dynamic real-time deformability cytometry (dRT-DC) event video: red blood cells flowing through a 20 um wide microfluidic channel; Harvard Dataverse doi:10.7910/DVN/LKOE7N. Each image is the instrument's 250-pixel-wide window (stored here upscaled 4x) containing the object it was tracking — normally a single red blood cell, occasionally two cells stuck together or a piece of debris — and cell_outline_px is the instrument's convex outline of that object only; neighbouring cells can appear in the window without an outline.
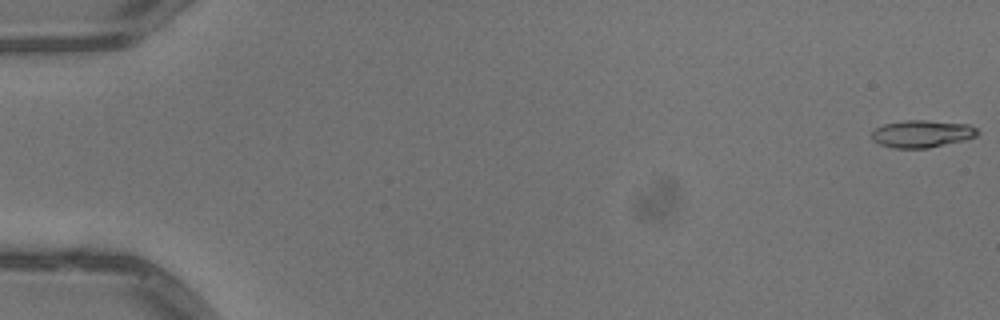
{"species": "common noctule bat (a hibernating species)", "species_latin": "Nyctalus noctula", "temperature_condition": "warm", "stored_images_in_passage": 52, "camera_frame_rate_fps": 3000, "um_per_image_px": 0.085, "animal": {"sex": "male", "body_mass_g": 13.3}, "frame": {"image": 1, "passage_image": 1, "time_ms": 0.0, "image_size_px": [1000, 320], "cell_outline_px": [[980, 132], [976, 136], [964, 140], [928, 148], [896, 148], [880, 144], [872, 140], [872, 132], [876, 128], [884, 124], [904, 120], [924, 120], [968, 124], [976, 128]], "centroid_in_image_um": [78.37, 11.37], "position_along_channel_um": 6.6, "area_um2": 16.76}}
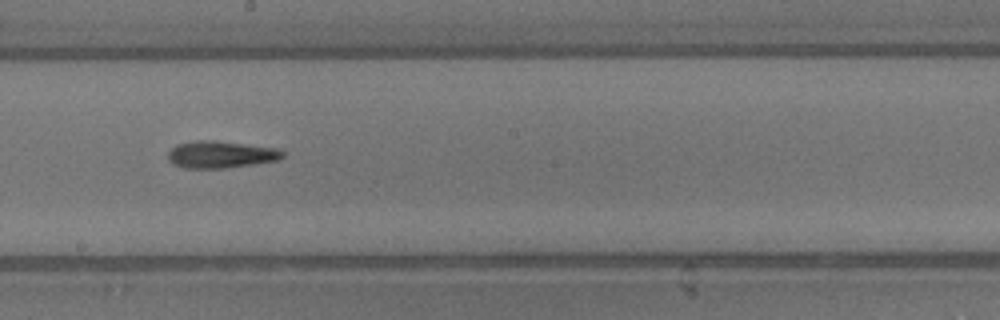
{"frame": {"image": 2, "passage_image": 30, "time_ms": 9.667, "image_size_px": [1000, 320], "cell_outline_px": [[284, 156], [280, 160], [256, 164], [224, 168], [184, 168], [172, 164], [168, 160], [168, 152], [176, 144], [196, 140], [212, 140], [280, 148], [284, 152]], "centroid_in_image_um": [18.78, 13.13], "position_along_channel_um": 229.4, "area_um2": 18.32}}
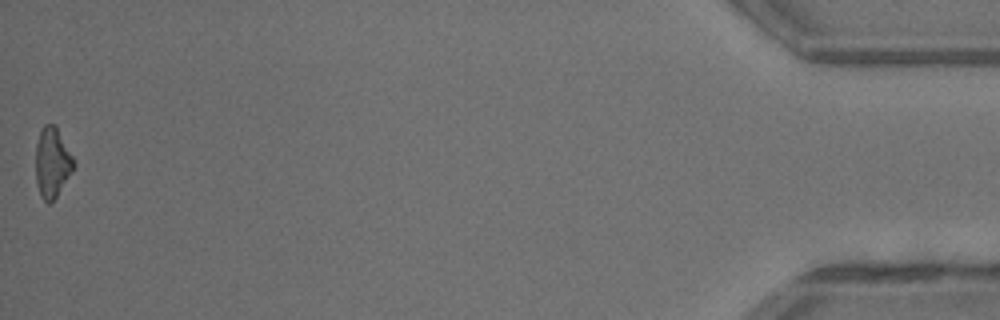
{"frame": {"image": 3, "passage_image": 52, "time_ms": 17.0, "image_size_px": [1000, 320], "cell_outline_px": [[76, 164], [72, 172], [56, 196], [48, 204], [40, 196], [36, 184], [36, 144], [40, 132], [44, 124], [56, 124]], "centroid_in_image_um": [4.43, 13.8], "position_along_channel_um": 430.8, "area_um2": 15.49}, "authors_computed_cell_mechanics": {"area_um2": 16.8198, "velocity_mm_per_s": 4.0826, "shape_relaxation_time_tau1_ms": 4.7711, "shape_relaxation_time_tau2_ms": 4.4158, "deformation_change_tau1": 0.2095, "deformation_change_tau2": 0.1674}}